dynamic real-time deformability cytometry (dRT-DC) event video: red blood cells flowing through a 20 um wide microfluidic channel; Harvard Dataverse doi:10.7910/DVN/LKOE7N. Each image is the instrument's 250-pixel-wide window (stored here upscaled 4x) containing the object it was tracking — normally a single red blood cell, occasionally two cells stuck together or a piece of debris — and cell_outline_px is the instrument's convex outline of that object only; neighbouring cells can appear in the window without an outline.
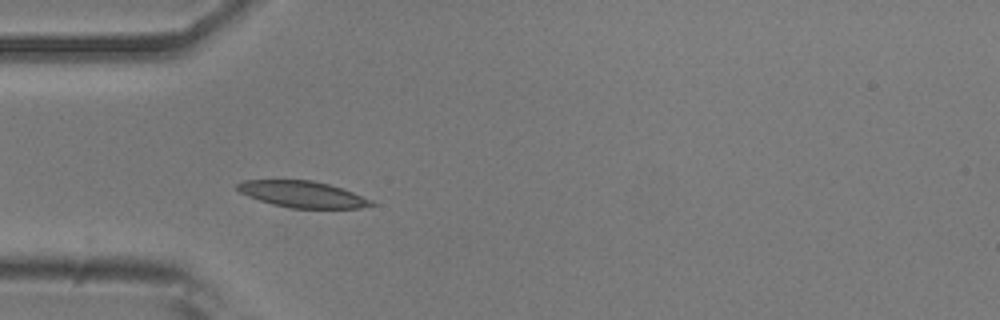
{"species": "common noctule bat (a hibernating species)", "species_latin": "Nyctalus noctula", "temperature_condition": "room temperature", "stored_images_in_passage": 34, "camera_frame_rate_fps": 3000, "um_per_image_px": 0.085, "animal": {"sex": "male", "body_mass_g": 20.5, "forearm_length_mm": 52.5}, "frame": {"image": 1, "passage_image": 1, "time_ms": 0.0, "image_size_px": [1000, 320], "cell_outline_px": [[376, 204], [360, 208], [292, 208], [272, 204], [248, 196], [240, 192], [236, 188], [236, 184], [244, 180], [312, 180], [328, 184], [352, 192], [372, 200]], "centroid_in_image_um": [25.7, 16.51], "position_along_channel_um": 59.3, "area_um2": 20.4}}
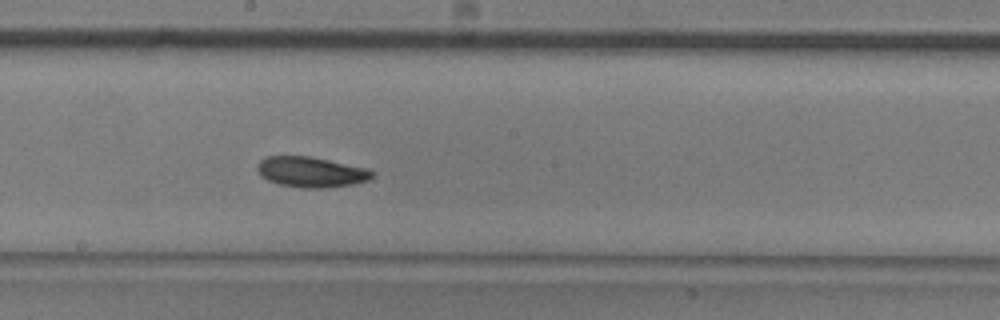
{"frame": {"image": 2, "passage_image": 14, "time_ms": 4.333, "image_size_px": [1000, 320], "cell_outline_px": [[372, 176], [368, 180], [352, 184], [324, 188], [304, 188], [280, 184], [268, 180], [260, 176], [256, 168], [256, 164], [264, 156], [308, 156], [368, 168], [372, 172]], "centroid_in_image_um": [26.38, 14.61], "position_along_channel_um": 221.8, "area_um2": 20.29}}
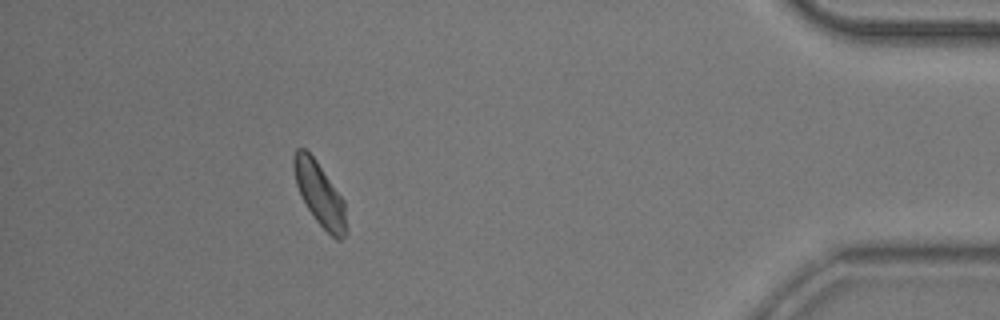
{"frame": {"image": 3, "passage_image": 33, "time_ms": 10.667, "image_size_px": [1000, 320], "cell_outline_px": [[348, 232], [340, 240], [336, 240], [316, 220], [300, 196], [296, 184], [292, 164], [292, 156], [296, 148], [304, 148], [316, 160], [344, 200], [348, 228]], "centroid_in_image_um": [27.17, 16.5], "position_along_channel_um": 408.0, "area_um2": 19.48}}